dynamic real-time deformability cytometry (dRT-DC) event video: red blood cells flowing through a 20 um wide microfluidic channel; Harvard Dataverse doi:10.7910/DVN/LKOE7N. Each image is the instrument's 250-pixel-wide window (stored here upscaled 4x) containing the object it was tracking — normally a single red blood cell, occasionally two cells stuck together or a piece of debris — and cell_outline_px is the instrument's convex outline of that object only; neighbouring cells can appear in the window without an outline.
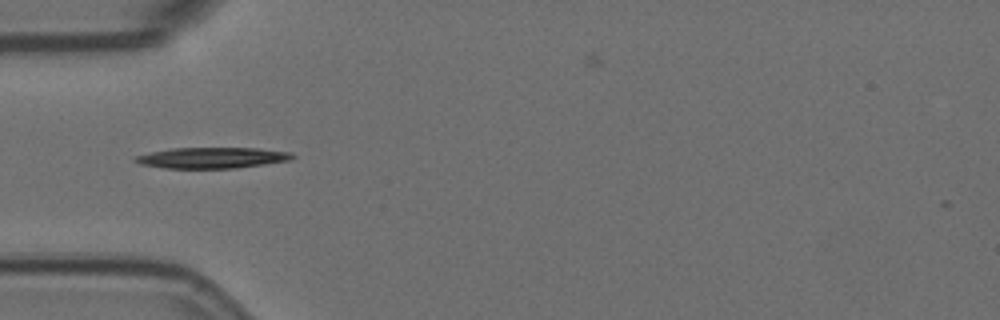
{"species": "Egyptian fruit bat (a non-hibernating species)", "species_latin": "Rousettus aegyptiacus", "temperature_condition": "room temperature", "stored_images_in_passage": 11, "camera_frame_rate_fps": 3000, "um_per_image_px": 0.085, "animal": {"sex": "female"}, "frame": {"image": 1, "passage_image": 1, "time_ms": 0.0, "image_size_px": [1000, 320], "cell_outline_px": [[296, 156], [292, 160], [236, 168], [164, 168], [140, 164], [132, 160], [136, 156], [152, 152], [172, 148], [256, 148], [292, 152]], "centroid_in_image_um": [18.06, 13.41], "position_along_channel_um": 66.9, "area_um2": 19.13}}
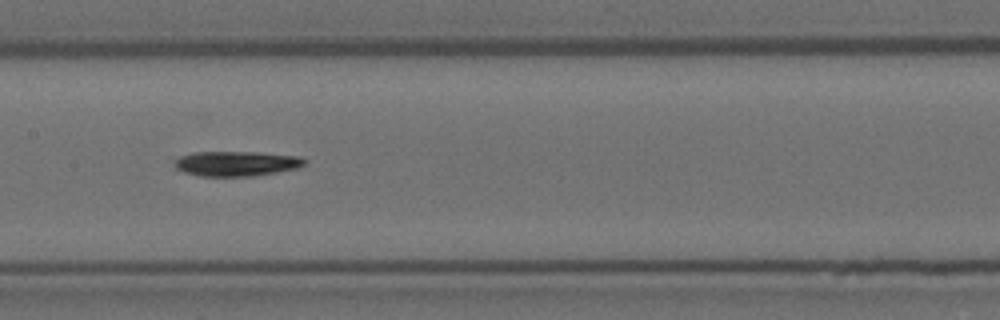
{"frame": {"image": 2, "passage_image": 4, "time_ms": 1.0, "image_size_px": [1000, 320], "cell_outline_px": [[308, 160], [304, 164], [296, 168], [276, 172], [252, 176], [200, 176], [184, 172], [176, 168], [176, 160], [180, 156], [192, 152], [256, 152], [300, 156]], "centroid_in_image_um": [20.11, 13.9], "position_along_channel_um": 187.3, "area_um2": 18.79}}
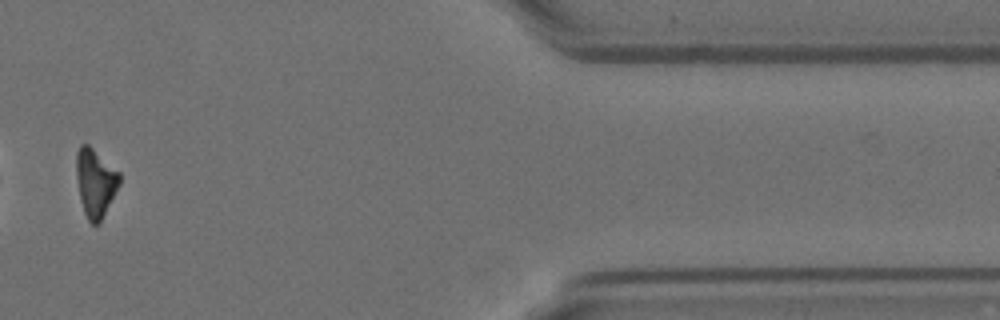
{"frame": {"image": 3, "passage_image": 10, "time_ms": 3.0, "image_size_px": [1000, 320], "cell_outline_px": [[120, 184], [100, 224], [92, 224], [88, 220], [84, 212], [80, 200], [76, 176], [76, 152], [80, 144], [88, 144], [120, 172]], "centroid_in_image_um": [8.11, 15.53], "position_along_channel_um": 403.3, "area_um2": 17.34}}